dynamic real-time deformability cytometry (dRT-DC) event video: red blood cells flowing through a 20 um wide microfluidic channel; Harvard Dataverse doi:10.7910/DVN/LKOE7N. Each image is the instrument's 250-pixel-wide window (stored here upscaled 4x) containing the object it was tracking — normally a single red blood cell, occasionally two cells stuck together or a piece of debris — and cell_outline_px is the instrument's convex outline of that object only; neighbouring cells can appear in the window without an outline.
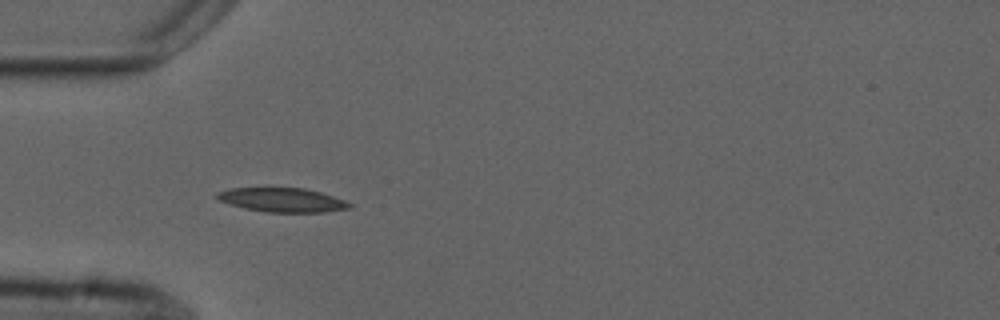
{"species": "common noctule bat (a hibernating species)", "species_latin": "Nyctalus noctula", "temperature_condition": "cold", "stored_images_in_passage": 4, "camera_frame_rate_fps": 3000, "um_per_image_px": 0.085, "animal": {"sex": "male", "forearm_length_mm": 52.5}, "frame": {"image": 1, "passage_image": 4, "time_ms": 3.667, "image_size_px": [1000, 320], "cell_outline_px": [[352, 208], [324, 212], [264, 212], [244, 208], [220, 200], [216, 196], [216, 192], [232, 188], [268, 184], [304, 188], [320, 192], [344, 200], [352, 204]], "centroid_in_image_um": [23.95, 16.94], "position_along_channel_um": 61.0, "area_um2": 19.48}}